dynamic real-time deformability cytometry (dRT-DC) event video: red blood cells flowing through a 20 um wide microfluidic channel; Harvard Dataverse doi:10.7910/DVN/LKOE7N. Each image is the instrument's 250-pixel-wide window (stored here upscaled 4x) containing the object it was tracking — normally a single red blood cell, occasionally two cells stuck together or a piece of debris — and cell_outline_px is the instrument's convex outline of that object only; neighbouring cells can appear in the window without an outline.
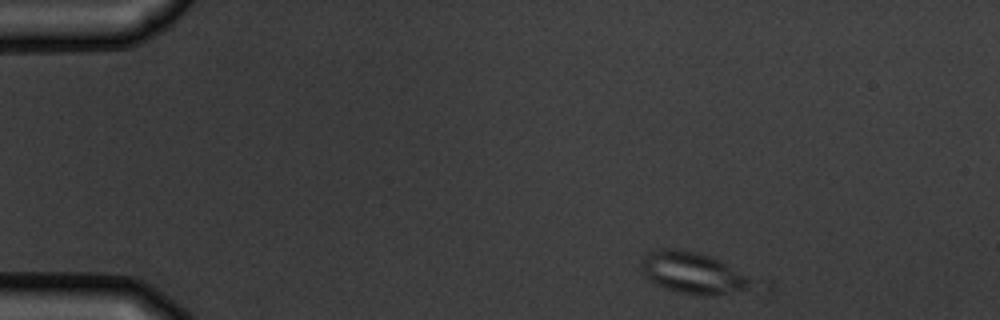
{"species": "common noctule bat (a hibernating species)", "species_latin": "Nyctalus noctula", "temperature_condition": "warm", "stored_images_in_passage": 6, "camera_frame_rate_fps": 3000, "um_per_image_px": 0.085, "animal": {"sex": "male", "body_mass_g": 19.5, "forearm_length_mm": 54.6}, "frame": {"image": 1, "passage_image": 1, "time_ms": 0.0, "image_size_px": [1000, 320], "cell_outline_px": [[772, 288], [768, 296], [764, 296], [676, 292], [664, 288], [648, 280], [644, 276], [640, 268], [640, 260], [648, 252], [660, 248], [680, 248], [700, 252], [712, 256], [768, 280], [772, 284]], "centroid_in_image_um": [59.5, 23.28], "position_along_channel_um": 25.5, "area_um2": 30.75}}